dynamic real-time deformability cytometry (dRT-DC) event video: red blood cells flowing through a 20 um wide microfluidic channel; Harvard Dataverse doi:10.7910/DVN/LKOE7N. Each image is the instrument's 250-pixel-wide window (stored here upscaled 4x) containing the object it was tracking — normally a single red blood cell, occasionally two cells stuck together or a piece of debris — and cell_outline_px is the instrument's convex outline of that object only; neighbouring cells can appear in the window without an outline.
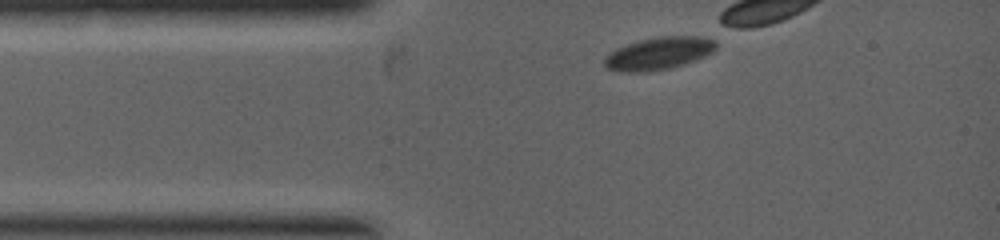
{"species": "common noctule bat (a hibernating species)", "species_latin": "Nyctalus noctula", "temperature_condition": "warm", "stored_images_in_passage": 5, "camera_frame_rate_fps": 5000, "um_per_image_px": 0.085, "animal": {"sex": "female", "body_mass_g": 19.0, "forearm_length_mm": 53.3}, "frame": {"image": 1, "passage_image": 1, "time_ms": 0.0, "image_size_px": [1000, 240], "cell_outline_px": [[716, 48], [712, 52], [704, 56], [684, 64], [668, 68], [640, 72], [628, 72], [608, 68], [604, 64], [604, 60], [608, 52], [616, 48], [640, 40], [660, 36], [700, 36], [712, 40], [716, 44]], "centroid_in_image_um": [55.98, 4.52], "position_along_channel_um": 29.0, "area_um2": 20.75}}
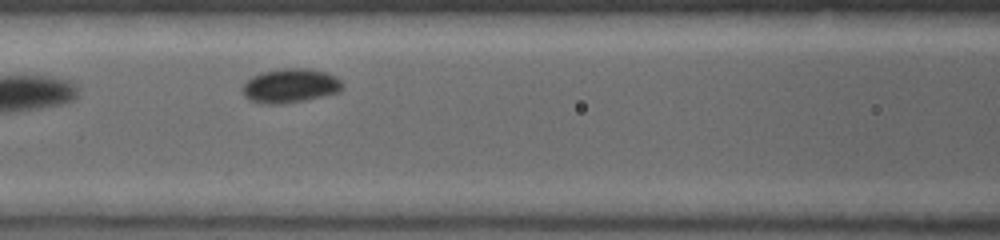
{"frame": {"image": 2, "passage_image": 4, "time_ms": 2.4, "image_size_px": [1000, 240], "cell_outline_px": [[344, 88], [340, 92], [324, 96], [284, 104], [260, 104], [248, 100], [244, 96], [240, 88], [252, 76], [264, 72], [284, 68], [308, 68], [328, 72], [336, 76], [344, 84]], "centroid_in_image_um": [24.69, 7.3], "position_along_channel_um": 141.9, "area_um2": 20.29}}
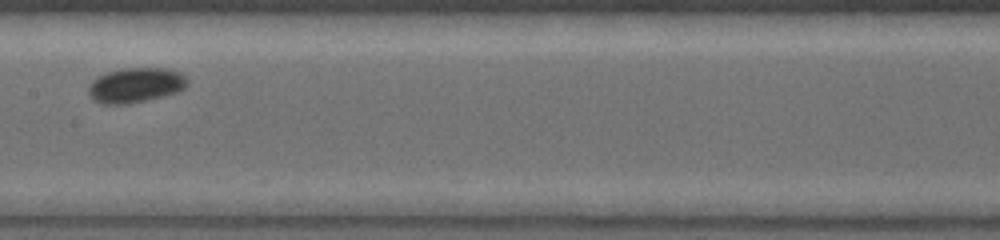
{"frame": {"image": 3, "passage_image": 5, "time_ms": 3.2, "image_size_px": [1000, 240], "cell_outline_px": [[188, 84], [180, 92], [128, 104], [104, 104], [92, 100], [88, 96], [88, 84], [92, 80], [108, 72], [120, 68], [164, 68], [180, 72], [188, 80]], "centroid_in_image_um": [11.51, 7.24], "position_along_channel_um": 195.9, "area_um2": 20.29}}